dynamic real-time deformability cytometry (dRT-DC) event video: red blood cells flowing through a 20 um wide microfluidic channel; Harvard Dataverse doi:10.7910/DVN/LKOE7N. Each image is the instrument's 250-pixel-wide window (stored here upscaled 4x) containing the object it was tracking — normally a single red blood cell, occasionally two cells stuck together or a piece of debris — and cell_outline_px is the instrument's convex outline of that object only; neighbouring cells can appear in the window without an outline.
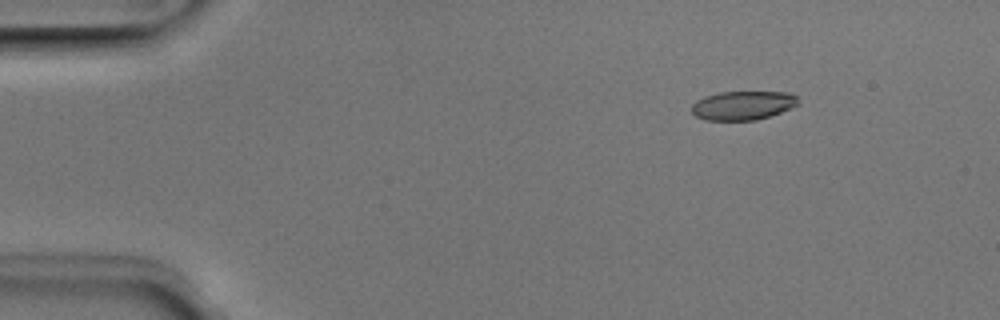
{"species": "Egyptian fruit bat (a non-hibernating species)", "species_latin": "Rousettus aegyptiacus", "temperature_condition": "room temperature", "stored_images_in_passage": 45, "camera_frame_rate_fps": 3000, "um_per_image_px": 0.085, "animal": {"sex": "male"}, "frame": {"image": 1, "passage_image": 1, "time_ms": 0.0, "image_size_px": [1000, 320], "cell_outline_px": [[800, 104], [792, 108], [756, 120], [704, 120], [696, 116], [692, 112], [692, 104], [696, 100], [704, 96], [720, 92], [792, 92], [796, 96]], "centroid_in_image_um": [63.15, 8.95], "position_along_channel_um": 21.8, "area_um2": 18.03}}
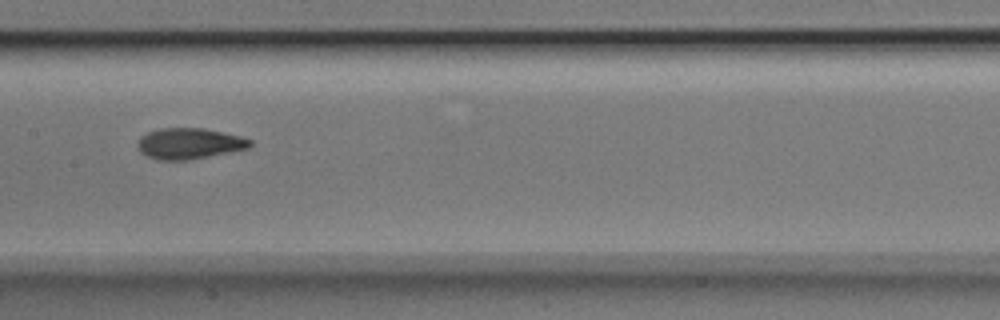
{"frame": {"image": 2, "passage_image": 20, "time_ms": 6.333, "image_size_px": [1000, 320], "cell_outline_px": [[252, 144], [248, 148], [232, 152], [188, 160], [160, 160], [148, 156], [140, 152], [136, 144], [140, 136], [148, 132], [160, 128], [204, 128], [224, 132], [240, 136], [252, 140]], "centroid_in_image_um": [16.09, 12.2], "position_along_channel_um": 191.3, "area_um2": 20.4}}
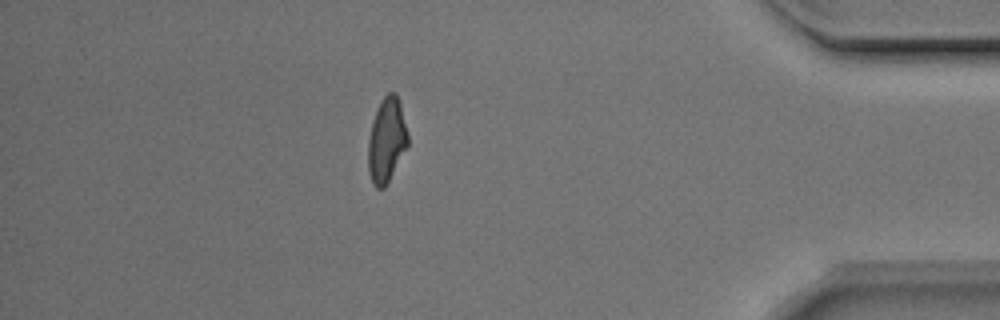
{"frame": {"image": 3, "passage_image": 39, "time_ms": 12.667, "image_size_px": [1000, 320], "cell_outline_px": [[408, 144], [384, 188], [376, 188], [372, 184], [368, 172], [368, 140], [372, 124], [376, 112], [384, 96], [388, 92], [396, 92], [400, 104], [408, 132]], "centroid_in_image_um": [32.85, 11.92], "position_along_channel_um": 402.3, "area_um2": 19.25}, "authors_computed_cell_mechanics": {"area_um2": 19.7676, "velocity_mm_per_s": 3.9817, "shape_relaxation_time_tau1_ms": 4.3496, "shape_relaxation_time_tau2_ms": 2.8034, "deformation_change_tau1": 0.1522, "deformation_change_tau2": 0.0733}}